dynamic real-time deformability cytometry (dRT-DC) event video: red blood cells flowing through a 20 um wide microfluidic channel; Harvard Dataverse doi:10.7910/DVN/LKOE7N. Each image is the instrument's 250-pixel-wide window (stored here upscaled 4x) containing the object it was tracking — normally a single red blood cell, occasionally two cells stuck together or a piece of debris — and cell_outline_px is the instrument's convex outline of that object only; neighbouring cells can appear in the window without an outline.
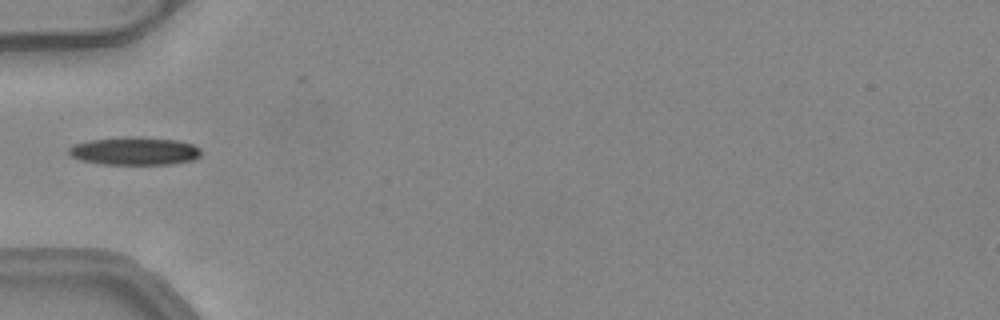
{"species": "common noctule bat (a hibernating species)", "species_latin": "Nyctalus noctula", "temperature_condition": "warm", "stored_images_in_passage": 34, "camera_frame_rate_fps": 3000, "um_per_image_px": 0.085, "animal": {"sex": "female", "body_mass_g": 24.6, "forearm_length_mm": 56.2}, "frame": {"image": 1, "passage_image": 1, "time_ms": 0.0, "image_size_px": [1000, 320], "cell_outline_px": [[200, 156], [192, 160], [172, 164], [104, 164], [80, 160], [72, 156], [68, 152], [68, 148], [72, 144], [88, 140], [128, 136], [132, 136], [176, 140], [192, 144], [200, 148]], "centroid_in_image_um": [11.41, 12.83], "position_along_channel_um": 73.6, "area_um2": 21.62}}
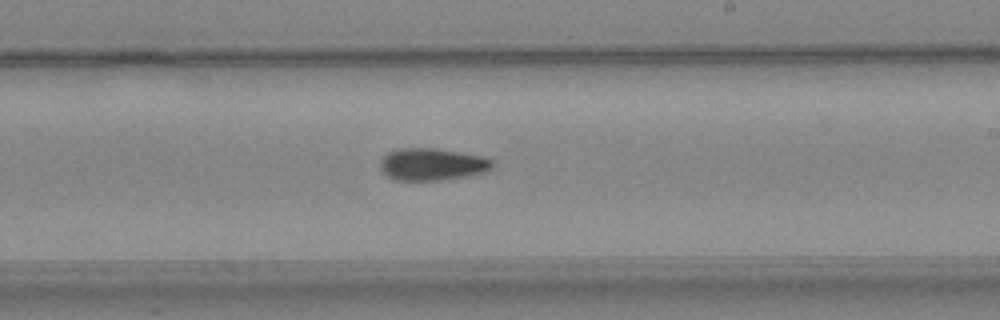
{"frame": {"image": 2, "passage_image": 14, "time_ms": 4.333, "image_size_px": [1000, 320], "cell_outline_px": [[496, 164], [492, 168], [484, 172], [468, 176], [440, 180], [396, 180], [388, 176], [380, 168], [380, 160], [388, 152], [400, 148], [436, 148], [484, 156], [492, 160]], "centroid_in_image_um": [36.76, 13.96], "position_along_channel_um": 252.2, "area_um2": 21.15}}
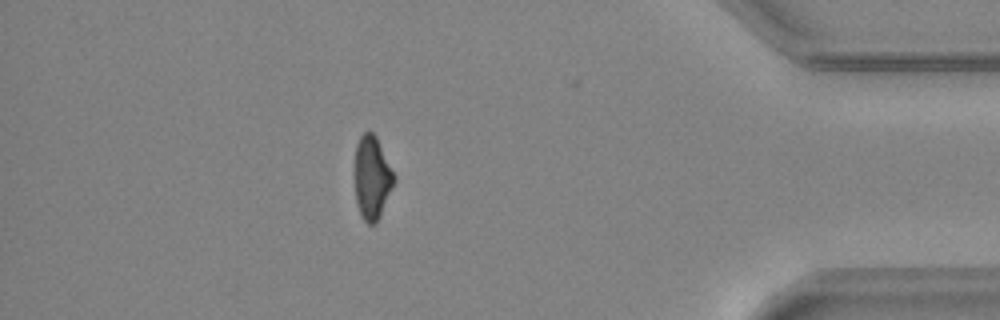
{"frame": {"image": 3, "passage_image": 28, "time_ms": 9.0, "image_size_px": [1000, 320], "cell_outline_px": [[396, 180], [380, 216], [376, 224], [368, 224], [364, 220], [356, 204], [356, 144], [360, 136], [364, 132], [372, 132], [376, 136], [396, 176]], "centroid_in_image_um": [31.65, 15.11], "position_along_channel_um": 403.5, "area_um2": 18.9}, "authors_computed_cell_mechanics": {"area_um2": 20.6635, "velocity_mm_per_s": 4.1033, "shape_relaxation_time_tau1_ms": 7.1234, "shape_relaxation_time_tau2_ms": 8.7857, "deformation_change_tau1": 0.1993, "deformation_change_tau2": 0.1668}}